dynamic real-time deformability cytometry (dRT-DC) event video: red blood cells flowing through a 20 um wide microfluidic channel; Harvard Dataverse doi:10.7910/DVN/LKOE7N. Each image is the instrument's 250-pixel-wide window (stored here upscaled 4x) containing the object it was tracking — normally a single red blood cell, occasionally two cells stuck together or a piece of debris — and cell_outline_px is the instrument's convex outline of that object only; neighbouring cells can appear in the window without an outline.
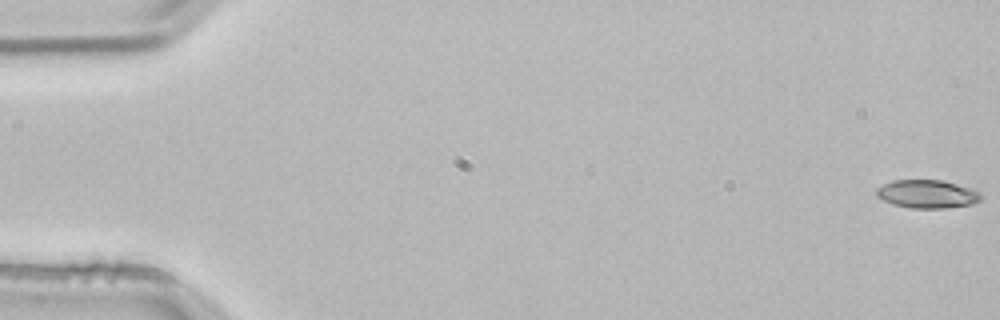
{"species": "common noctule bat (a hibernating species)", "species_latin": "Nyctalus noctula", "temperature_condition": "room temperature", "stored_images_in_passage": 3, "camera_frame_rate_fps": 3000, "um_per_image_px": 0.085, "animal": {"sex": "male", "body_mass_g": 21.5, "forearm_length_mm": 52.0}, "frame": {"image": 1, "passage_image": 1, "time_ms": 0.0, "image_size_px": [1000, 320], "cell_outline_px": [[984, 196], [980, 200], [972, 204], [944, 208], [912, 208], [892, 204], [876, 196], [876, 188], [892, 180], [940, 180], [956, 184], [980, 192]], "centroid_in_image_um": [78.8, 16.49], "position_along_channel_um": 6.2, "area_um2": 17.11}}
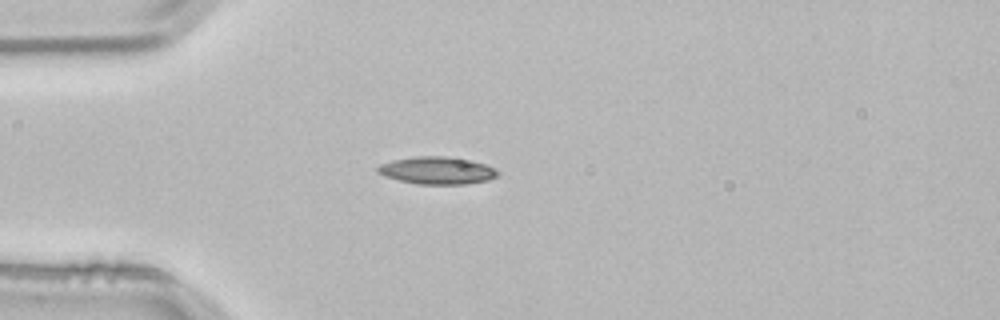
{"frame": {"image": 2, "passage_image": 3, "time_ms": 0.667, "image_size_px": [1000, 320], "cell_outline_px": [[500, 172], [496, 176], [488, 180], [464, 184], [416, 184], [384, 176], [376, 172], [376, 168], [380, 164], [392, 160], [416, 156], [444, 156], [472, 160], [484, 164]], "centroid_in_image_um": [37.11, 14.48], "position_along_channel_um": 47.9, "area_um2": 19.13}}